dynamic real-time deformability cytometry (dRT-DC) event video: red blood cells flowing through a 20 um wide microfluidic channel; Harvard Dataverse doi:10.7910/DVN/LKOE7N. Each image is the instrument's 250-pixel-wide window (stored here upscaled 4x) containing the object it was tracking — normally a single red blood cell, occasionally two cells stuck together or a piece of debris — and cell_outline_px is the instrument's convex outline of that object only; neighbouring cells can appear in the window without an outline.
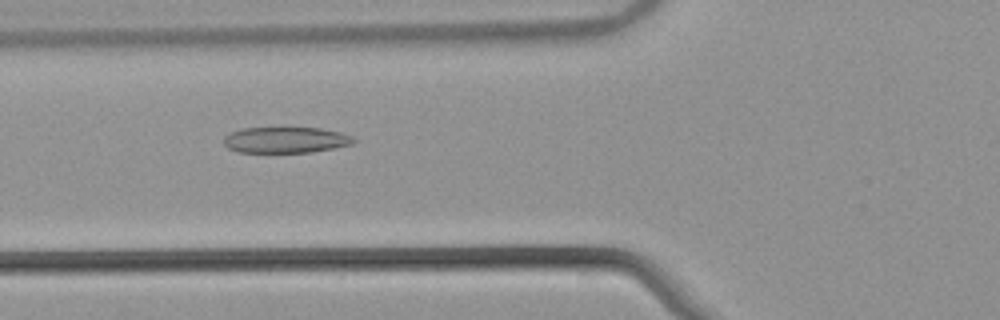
{"species": "common noctule bat (a hibernating species)", "species_latin": "Nyctalus noctula", "temperature_condition": "warm", "stored_images_in_passage": 37, "camera_frame_rate_fps": 3000, "um_per_image_px": 0.085, "animal": {"sex": "male", "body_mass_g": 21.5, "forearm_length_mm": 52.0}, "frame": {"image": 1, "passage_image": 4, "time_ms": 1.0, "image_size_px": [1000, 320], "cell_outline_px": [[356, 140], [352, 144], [312, 152], [236, 152], [228, 148], [224, 144], [224, 136], [240, 128], [284, 124], [320, 128], [340, 132], [352, 136]], "centroid_in_image_um": [24.24, 11.83], "position_along_channel_um": 101.6, "area_um2": 20.75}}
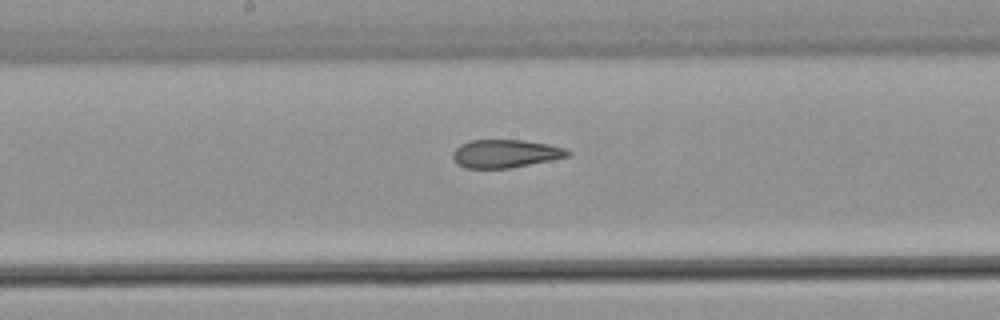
{"frame": {"image": 2, "passage_image": 12, "time_ms": 3.667, "image_size_px": [1000, 320], "cell_outline_px": [[572, 152], [568, 156], [552, 160], [508, 168], [464, 168], [456, 164], [452, 156], [452, 152], [460, 144], [472, 140], [524, 140], [548, 144], [568, 148]], "centroid_in_image_um": [42.96, 13.05], "position_along_channel_um": 205.2, "area_um2": 18.96}}
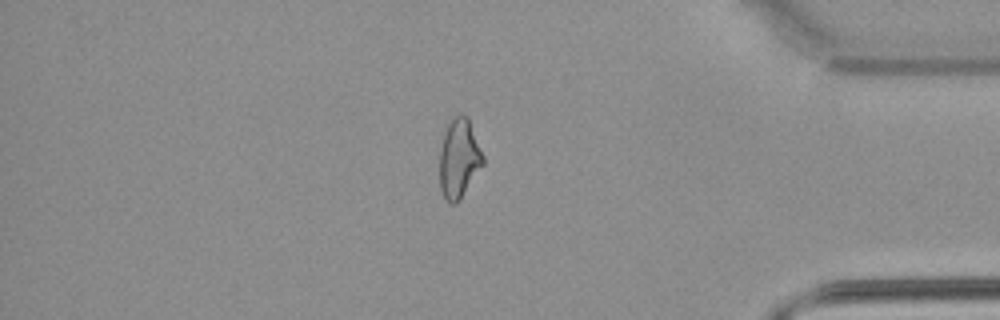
{"frame": {"image": 3, "passage_image": 29, "time_ms": 9.333, "image_size_px": [1000, 320], "cell_outline_px": [[484, 164], [460, 200], [456, 204], [448, 204], [440, 188], [440, 148], [444, 132], [452, 116], [460, 112], [468, 116], [484, 156]], "centroid_in_image_um": [39.02, 13.45], "position_along_channel_um": 396.2, "area_um2": 20.4}, "authors_computed_cell_mechanics": {"area_um2": 19.941, "velocity_mm_per_s": 3.8789, "shape_relaxation_time_tau1_ms": null, "shape_relaxation_time_tau2_ms": 2.3487, "deformation_change_tau1": null, "deformation_change_tau2": 0.1064}}